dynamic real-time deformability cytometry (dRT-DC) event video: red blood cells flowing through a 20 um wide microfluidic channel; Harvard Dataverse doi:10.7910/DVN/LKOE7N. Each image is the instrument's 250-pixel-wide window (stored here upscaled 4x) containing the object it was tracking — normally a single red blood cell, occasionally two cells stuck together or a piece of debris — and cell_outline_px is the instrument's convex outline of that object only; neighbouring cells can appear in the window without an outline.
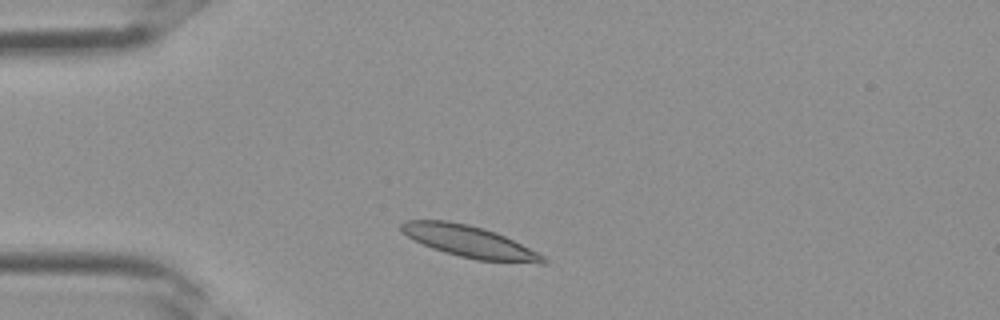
{"species": "Egyptian fruit bat (a non-hibernating species)", "species_latin": "Rousettus aegyptiacus", "temperature_condition": "room temperature", "stored_images_in_passage": 2, "camera_frame_rate_fps": 3000, "um_per_image_px": 0.085, "frame": {"image": 1, "passage_image": 1, "time_ms": 0.0, "image_size_px": [1000, 320], "cell_outline_px": [[548, 264], [540, 264], [476, 260], [444, 252], [432, 248], [408, 236], [400, 228], [400, 224], [404, 220], [448, 220], [468, 224], [484, 228], [496, 232], [544, 256], [548, 260]], "centroid_in_image_um": [39.93, 20.54], "position_along_channel_um": 45.1, "area_um2": 26.07}}
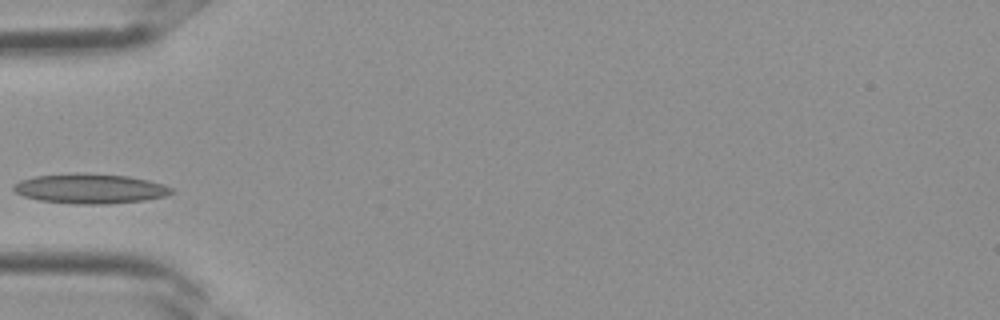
{"frame": {"image": 2, "passage_image": 2, "time_ms": 0.333, "image_size_px": [1000, 320], "cell_outline_px": [[176, 192], [164, 196], [144, 200], [108, 204], [76, 204], [40, 200], [24, 196], [16, 192], [12, 188], [20, 180], [36, 176], [84, 172], [128, 176], [148, 180], [164, 184], [172, 188]], "centroid_in_image_um": [7.7, 16.03], "position_along_channel_um": 77.3, "area_um2": 27.4}}